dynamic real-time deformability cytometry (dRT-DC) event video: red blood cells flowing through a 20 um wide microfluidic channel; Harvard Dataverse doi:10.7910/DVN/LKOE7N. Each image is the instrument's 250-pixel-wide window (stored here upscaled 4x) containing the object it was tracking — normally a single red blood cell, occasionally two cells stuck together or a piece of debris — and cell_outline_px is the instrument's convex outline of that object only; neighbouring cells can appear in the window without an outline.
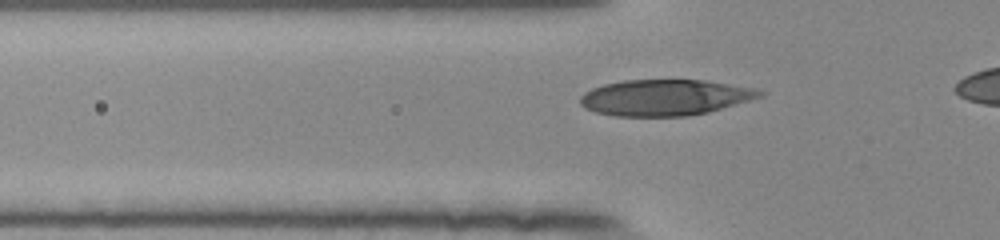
{"species": "human", "species_latin": "Homo sapiens", "temperature_condition": "room temperature", "stored_images_in_passage": 36, "camera_frame_rate_fps": 3000, "um_per_image_px": 0.085, "donor": {"sex": "female"}, "frame": {"image": 1, "passage_image": 8, "time_ms": 2.333, "image_size_px": [1000, 240], "cell_outline_px": [[764, 96], [708, 112], [684, 116], [616, 116], [596, 112], [584, 108], [580, 104], [580, 96], [584, 92], [592, 88], [604, 84], [624, 80], [704, 80], [756, 88], [764, 92]], "centroid_in_image_um": [56.51, 8.28], "position_along_channel_um": 69.3, "area_um2": 37.69}}
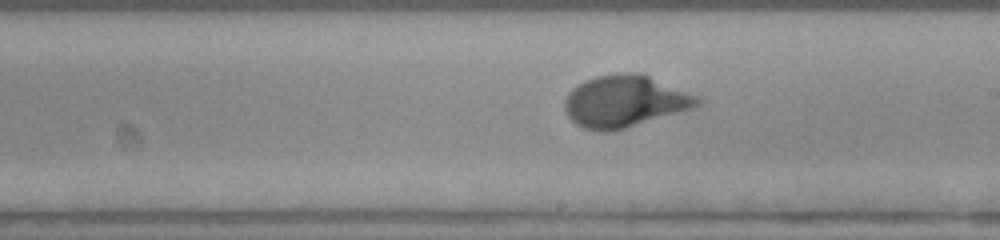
{"frame": {"image": 2, "passage_image": 21, "time_ms": 6.667, "image_size_px": [1000, 240], "cell_outline_px": [[704, 100], [696, 108], [612, 132], [600, 132], [584, 128], [576, 124], [568, 116], [564, 108], [564, 100], [568, 92], [572, 88], [584, 80], [596, 76], [624, 72], [644, 72], [700, 96]], "centroid_in_image_um": [53.17, 8.59], "position_along_channel_um": 235.8, "area_um2": 41.15}}
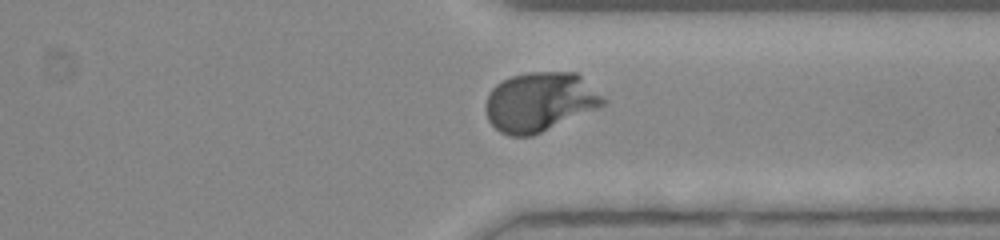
{"frame": {"image": 3, "passage_image": 31, "time_ms": 10.0, "image_size_px": [1000, 240], "cell_outline_px": [[608, 100], [604, 104], [596, 108], [532, 136], [508, 136], [500, 132], [488, 120], [484, 108], [484, 104], [492, 88], [496, 84], [512, 76], [528, 72], [576, 72]], "centroid_in_image_um": [45.85, 8.66], "position_along_channel_um": 365.6, "area_um2": 40.34}}